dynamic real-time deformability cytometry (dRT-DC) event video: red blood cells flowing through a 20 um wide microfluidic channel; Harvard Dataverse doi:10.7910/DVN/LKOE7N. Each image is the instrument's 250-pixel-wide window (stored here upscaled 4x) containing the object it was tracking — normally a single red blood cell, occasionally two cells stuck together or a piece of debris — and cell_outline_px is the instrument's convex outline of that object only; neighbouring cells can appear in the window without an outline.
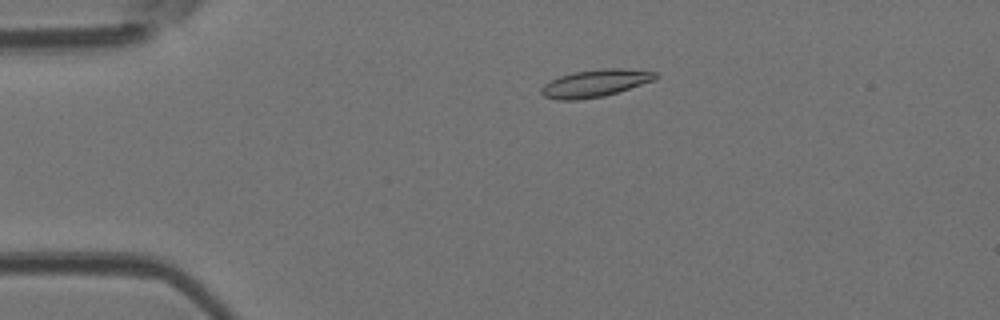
{"species": "Egyptian fruit bat (a non-hibernating species)", "species_latin": "Rousettus aegyptiacus", "temperature_condition": "room temperature", "stored_images_in_passage": 4, "camera_frame_rate_fps": 3000, "um_per_image_px": 0.085, "animal": {"sex": "female"}, "frame": {"image": 1, "passage_image": 3, "time_ms": 0.667, "image_size_px": [1000, 320], "cell_outline_px": [[660, 76], [656, 80], [604, 96], [576, 100], [556, 100], [544, 96], [540, 92], [540, 88], [544, 84], [560, 76], [576, 72], [604, 68], [620, 68], [656, 72]], "centroid_in_image_um": [50.61, 7.08], "position_along_channel_um": 34.4, "area_um2": 18.15}}